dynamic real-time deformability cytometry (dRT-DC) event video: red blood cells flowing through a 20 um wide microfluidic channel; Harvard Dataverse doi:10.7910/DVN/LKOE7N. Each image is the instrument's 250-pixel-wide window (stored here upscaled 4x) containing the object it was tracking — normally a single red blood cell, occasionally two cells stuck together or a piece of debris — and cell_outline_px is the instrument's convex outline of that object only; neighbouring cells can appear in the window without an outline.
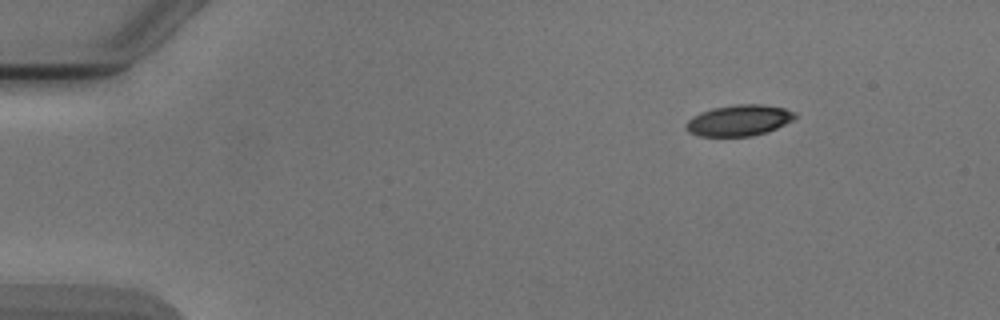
{"species": "Egyptian fruit bat (a non-hibernating species)", "species_latin": "Rousettus aegyptiacus", "temperature_condition": "cold", "stored_images_in_passage": 5, "camera_frame_rate_fps": 3000, "um_per_image_px": 0.085, "animal": {"sex": "male"}, "frame": {"image": 1, "passage_image": 5, "time_ms": 5.667, "image_size_px": [1000, 320], "cell_outline_px": [[796, 116], [792, 120], [776, 128], [752, 136], [700, 136], [688, 132], [684, 124], [692, 116], [700, 112], [712, 108], [736, 104], [760, 104], [784, 108], [796, 112]], "centroid_in_image_um": [62.78, 10.22], "position_along_channel_um": 22.2, "area_um2": 19.65}}